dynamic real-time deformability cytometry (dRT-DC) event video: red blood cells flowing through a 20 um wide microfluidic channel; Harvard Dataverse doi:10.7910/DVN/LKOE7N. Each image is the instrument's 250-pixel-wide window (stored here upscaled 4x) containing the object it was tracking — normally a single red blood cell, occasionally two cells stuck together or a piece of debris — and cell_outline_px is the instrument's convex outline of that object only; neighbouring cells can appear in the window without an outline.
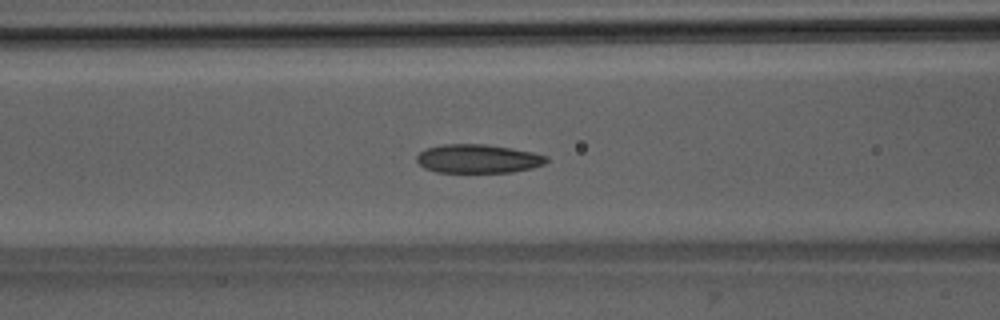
{"species": "Egyptian fruit bat (a non-hibernating species)", "species_latin": "Rousettus aegyptiacus", "temperature_condition": "room temperature", "stored_images_in_passage": 38, "camera_frame_rate_fps": 3000, "um_per_image_px": 0.085, "animal": {"sex": "male"}, "frame": {"image": 1, "passage_image": 8, "time_ms": 2.333, "image_size_px": [1000, 320], "cell_outline_px": [[548, 160], [544, 164], [532, 168], [512, 172], [436, 172], [424, 168], [416, 160], [416, 156], [420, 152], [428, 148], [444, 144], [484, 144], [512, 148], [532, 152], [548, 156]], "centroid_in_image_um": [40.64, 13.49], "position_along_channel_um": 126.0, "area_um2": 21.68}}
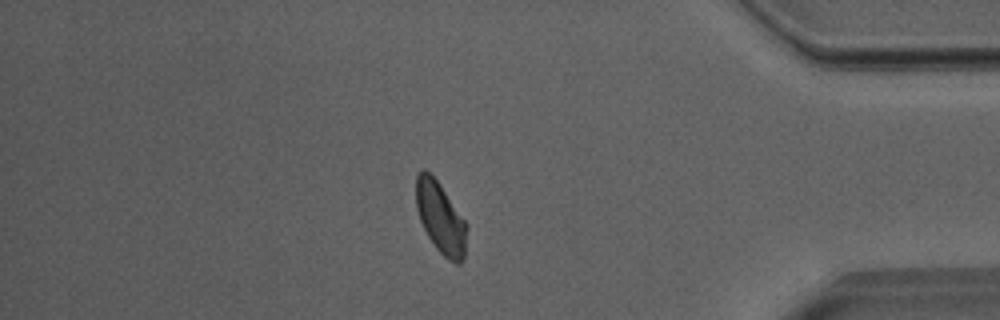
{"frame": {"image": 2, "passage_image": 31, "time_ms": 10.0, "image_size_px": [1000, 320], "cell_outline_px": [[468, 228], [464, 256], [460, 264], [456, 264], [448, 260], [436, 248], [428, 236], [420, 220], [416, 208], [416, 176], [424, 168], [440, 184], [468, 224]], "centroid_in_image_um": [37.47, 18.53], "position_along_channel_um": 397.7, "area_um2": 21.1}}
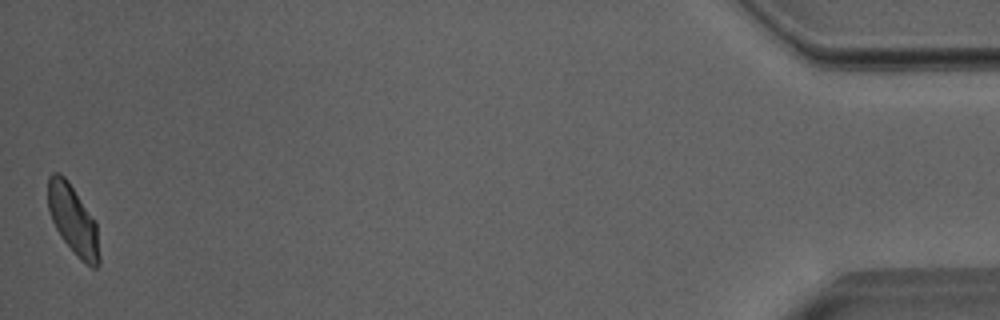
{"frame": {"image": 3, "passage_image": 38, "time_ms": 12.333, "image_size_px": [1000, 320], "cell_outline_px": [[100, 264], [96, 268], [92, 268], [80, 260], [76, 256], [60, 236], [52, 220], [48, 208], [48, 176], [52, 172], [60, 172], [68, 180], [96, 220], [100, 256]], "centroid_in_image_um": [6.23, 18.7], "position_along_channel_um": 429.0, "area_um2": 21.1}, "authors_computed_cell_mechanics": {"area_um2": 21.4149, "velocity_mm_per_s": 3.964, "shape_relaxation_time_tau1_ms": 6.9223, "shape_relaxation_time_tau2_ms": 2.4147, "deformation_change_tau1": 0.1416, "deformation_change_tau2": 0.0819}}